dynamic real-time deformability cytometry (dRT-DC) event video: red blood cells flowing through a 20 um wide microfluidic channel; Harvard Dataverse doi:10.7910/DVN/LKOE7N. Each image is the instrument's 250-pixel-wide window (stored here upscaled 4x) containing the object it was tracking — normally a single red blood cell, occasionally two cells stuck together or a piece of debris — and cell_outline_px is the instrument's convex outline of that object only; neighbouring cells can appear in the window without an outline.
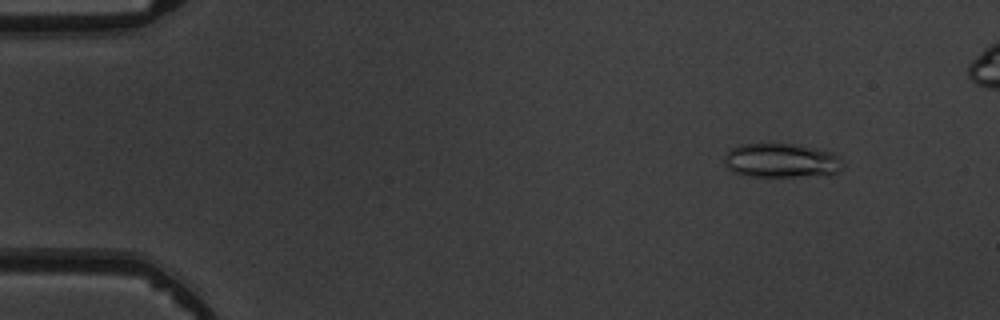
{"species": "common noctule bat (a hibernating species)", "species_latin": "Nyctalus noctula", "temperature_condition": "warm", "stored_images_in_passage": 6, "camera_frame_rate_fps": 3000, "um_per_image_px": 0.085, "animal": {"sex": "male", "body_mass_g": 19.5, "forearm_length_mm": 54.6}, "frame": {"image": 1, "passage_image": 2, "time_ms": 1.0, "image_size_px": [1000, 320], "cell_outline_px": [[844, 168], [840, 172], [768, 180], [748, 176], [732, 172], [724, 164], [724, 156], [728, 148], [740, 144], [792, 144], [816, 148], [832, 152], [844, 164]], "centroid_in_image_um": [66.34, 13.69], "position_along_channel_um": 18.7, "area_um2": 24.51}}